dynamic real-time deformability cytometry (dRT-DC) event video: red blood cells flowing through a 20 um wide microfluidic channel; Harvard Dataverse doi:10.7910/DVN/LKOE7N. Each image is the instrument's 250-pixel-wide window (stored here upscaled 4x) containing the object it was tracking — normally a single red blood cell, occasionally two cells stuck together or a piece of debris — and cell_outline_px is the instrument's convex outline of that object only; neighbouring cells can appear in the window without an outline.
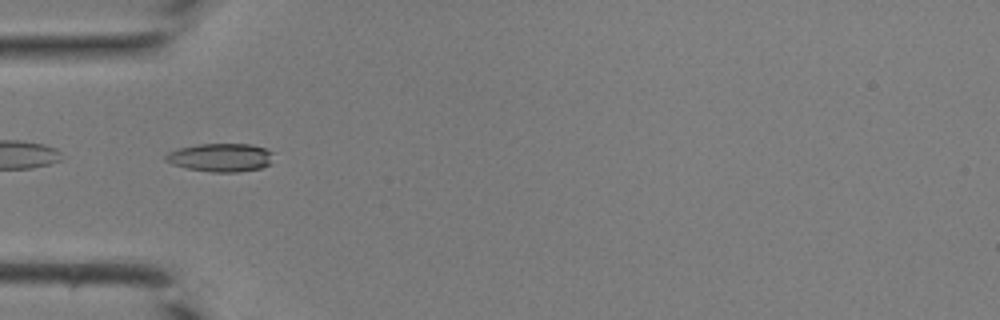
{"species": "common noctule bat (a hibernating species)", "species_latin": "Nyctalus noctula", "temperature_condition": "room temperature", "stored_images_in_passage": 30, "camera_frame_rate_fps": 3000, "um_per_image_px": 0.085, "animal": {"sex": "male", "body_mass_g": 19.0, "forearm_length_mm": 50.8}, "frame": {"image": 1, "passage_image": 1, "time_ms": 0.0, "image_size_px": [1000, 320], "cell_outline_px": [[272, 164], [260, 168], [236, 172], [212, 172], [188, 168], [172, 164], [164, 160], [164, 156], [168, 152], [180, 148], [200, 144], [248, 144], [264, 148], [272, 152]], "centroid_in_image_um": [18.76, 13.39], "position_along_channel_um": 66.2, "area_um2": 17.69}}
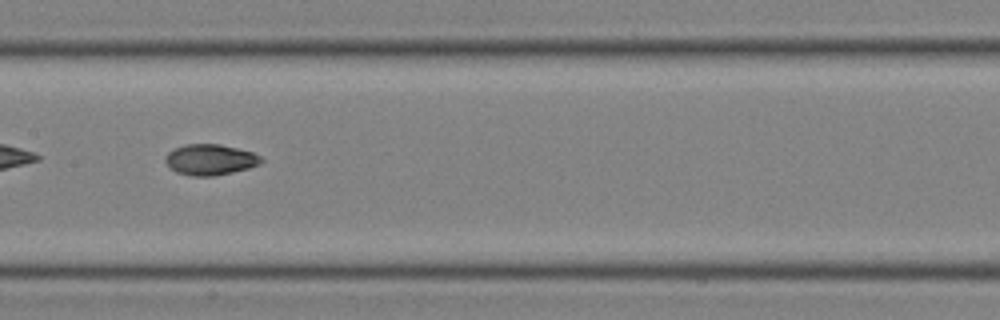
{"frame": {"image": 2, "passage_image": 9, "time_ms": 2.667, "image_size_px": [1000, 320], "cell_outline_px": [[264, 160], [260, 164], [248, 168], [216, 176], [192, 176], [176, 172], [164, 160], [168, 152], [184, 144], [220, 144], [252, 152], [260, 156]], "centroid_in_image_um": [17.88, 13.57], "position_along_channel_um": 189.5, "area_um2": 17.11}}